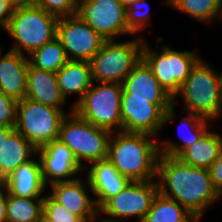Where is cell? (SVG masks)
<instances>
[{
    "label": "cell",
    "instance_id": "obj_1",
    "mask_svg": "<svg viewBox=\"0 0 222 222\" xmlns=\"http://www.w3.org/2000/svg\"><path fill=\"white\" fill-rule=\"evenodd\" d=\"M156 180L161 195L177 201L198 220L221 198L209 169L190 166L178 157L160 154Z\"/></svg>",
    "mask_w": 222,
    "mask_h": 222
},
{
    "label": "cell",
    "instance_id": "obj_2",
    "mask_svg": "<svg viewBox=\"0 0 222 222\" xmlns=\"http://www.w3.org/2000/svg\"><path fill=\"white\" fill-rule=\"evenodd\" d=\"M151 134L112 132L107 159L130 181L156 180L159 141Z\"/></svg>",
    "mask_w": 222,
    "mask_h": 222
},
{
    "label": "cell",
    "instance_id": "obj_3",
    "mask_svg": "<svg viewBox=\"0 0 222 222\" xmlns=\"http://www.w3.org/2000/svg\"><path fill=\"white\" fill-rule=\"evenodd\" d=\"M179 95L183 100L181 110L199 115L212 122L222 118L218 74L206 60L201 58L193 67L181 85L180 91L173 98V105L177 104L176 99Z\"/></svg>",
    "mask_w": 222,
    "mask_h": 222
},
{
    "label": "cell",
    "instance_id": "obj_4",
    "mask_svg": "<svg viewBox=\"0 0 222 222\" xmlns=\"http://www.w3.org/2000/svg\"><path fill=\"white\" fill-rule=\"evenodd\" d=\"M58 19L37 6L15 9L5 29L14 40L10 50L28 56L54 40L57 37Z\"/></svg>",
    "mask_w": 222,
    "mask_h": 222
},
{
    "label": "cell",
    "instance_id": "obj_5",
    "mask_svg": "<svg viewBox=\"0 0 222 222\" xmlns=\"http://www.w3.org/2000/svg\"><path fill=\"white\" fill-rule=\"evenodd\" d=\"M112 132L97 127L79 117L74 111L67 114L60 125L59 137L73 153L81 167L107 159L108 144Z\"/></svg>",
    "mask_w": 222,
    "mask_h": 222
},
{
    "label": "cell",
    "instance_id": "obj_6",
    "mask_svg": "<svg viewBox=\"0 0 222 222\" xmlns=\"http://www.w3.org/2000/svg\"><path fill=\"white\" fill-rule=\"evenodd\" d=\"M144 37L127 40H105L100 50L89 61L93 82L122 84L142 59Z\"/></svg>",
    "mask_w": 222,
    "mask_h": 222
},
{
    "label": "cell",
    "instance_id": "obj_7",
    "mask_svg": "<svg viewBox=\"0 0 222 222\" xmlns=\"http://www.w3.org/2000/svg\"><path fill=\"white\" fill-rule=\"evenodd\" d=\"M122 92L120 83L93 82L73 111L97 127L121 131Z\"/></svg>",
    "mask_w": 222,
    "mask_h": 222
},
{
    "label": "cell",
    "instance_id": "obj_8",
    "mask_svg": "<svg viewBox=\"0 0 222 222\" xmlns=\"http://www.w3.org/2000/svg\"><path fill=\"white\" fill-rule=\"evenodd\" d=\"M144 39L142 60L151 69L160 85L174 98L196 63L202 58L198 52L176 51L161 45L159 51L150 47Z\"/></svg>",
    "mask_w": 222,
    "mask_h": 222
},
{
    "label": "cell",
    "instance_id": "obj_9",
    "mask_svg": "<svg viewBox=\"0 0 222 222\" xmlns=\"http://www.w3.org/2000/svg\"><path fill=\"white\" fill-rule=\"evenodd\" d=\"M67 114L31 99L18 101L15 129L37 149L59 137L60 125Z\"/></svg>",
    "mask_w": 222,
    "mask_h": 222
},
{
    "label": "cell",
    "instance_id": "obj_10",
    "mask_svg": "<svg viewBox=\"0 0 222 222\" xmlns=\"http://www.w3.org/2000/svg\"><path fill=\"white\" fill-rule=\"evenodd\" d=\"M157 194V180L130 181L99 208V222H122L133 217L142 222Z\"/></svg>",
    "mask_w": 222,
    "mask_h": 222
},
{
    "label": "cell",
    "instance_id": "obj_11",
    "mask_svg": "<svg viewBox=\"0 0 222 222\" xmlns=\"http://www.w3.org/2000/svg\"><path fill=\"white\" fill-rule=\"evenodd\" d=\"M76 15L105 40L128 35L126 7L120 0H77Z\"/></svg>",
    "mask_w": 222,
    "mask_h": 222
},
{
    "label": "cell",
    "instance_id": "obj_12",
    "mask_svg": "<svg viewBox=\"0 0 222 222\" xmlns=\"http://www.w3.org/2000/svg\"><path fill=\"white\" fill-rule=\"evenodd\" d=\"M57 38L61 41L68 60L78 61H90L105 41L77 15L58 19Z\"/></svg>",
    "mask_w": 222,
    "mask_h": 222
},
{
    "label": "cell",
    "instance_id": "obj_13",
    "mask_svg": "<svg viewBox=\"0 0 222 222\" xmlns=\"http://www.w3.org/2000/svg\"><path fill=\"white\" fill-rule=\"evenodd\" d=\"M176 106L164 113L149 100L121 99V131L147 133L157 137L165 125L175 120Z\"/></svg>",
    "mask_w": 222,
    "mask_h": 222
},
{
    "label": "cell",
    "instance_id": "obj_14",
    "mask_svg": "<svg viewBox=\"0 0 222 222\" xmlns=\"http://www.w3.org/2000/svg\"><path fill=\"white\" fill-rule=\"evenodd\" d=\"M82 179L78 176L71 181L52 183L49 186L51 188L49 195L83 222H99V209L93 197H90L92 189L88 179Z\"/></svg>",
    "mask_w": 222,
    "mask_h": 222
},
{
    "label": "cell",
    "instance_id": "obj_15",
    "mask_svg": "<svg viewBox=\"0 0 222 222\" xmlns=\"http://www.w3.org/2000/svg\"><path fill=\"white\" fill-rule=\"evenodd\" d=\"M122 86L121 99L149 100L164 113L173 106V97L160 85L142 59L125 78Z\"/></svg>",
    "mask_w": 222,
    "mask_h": 222
},
{
    "label": "cell",
    "instance_id": "obj_16",
    "mask_svg": "<svg viewBox=\"0 0 222 222\" xmlns=\"http://www.w3.org/2000/svg\"><path fill=\"white\" fill-rule=\"evenodd\" d=\"M37 155L41 162L42 177L47 186L59 181L74 180L78 178L76 175L84 171L72 151L58 139L38 148Z\"/></svg>",
    "mask_w": 222,
    "mask_h": 222
},
{
    "label": "cell",
    "instance_id": "obj_17",
    "mask_svg": "<svg viewBox=\"0 0 222 222\" xmlns=\"http://www.w3.org/2000/svg\"><path fill=\"white\" fill-rule=\"evenodd\" d=\"M84 171L98 209L130 182L108 159L93 162L87 165Z\"/></svg>",
    "mask_w": 222,
    "mask_h": 222
},
{
    "label": "cell",
    "instance_id": "obj_18",
    "mask_svg": "<svg viewBox=\"0 0 222 222\" xmlns=\"http://www.w3.org/2000/svg\"><path fill=\"white\" fill-rule=\"evenodd\" d=\"M28 56L12 50L0 54V92L20 101L27 93Z\"/></svg>",
    "mask_w": 222,
    "mask_h": 222
},
{
    "label": "cell",
    "instance_id": "obj_19",
    "mask_svg": "<svg viewBox=\"0 0 222 222\" xmlns=\"http://www.w3.org/2000/svg\"><path fill=\"white\" fill-rule=\"evenodd\" d=\"M31 159L17 167L1 184L9 194L24 198H44L47 185L42 177L40 158Z\"/></svg>",
    "mask_w": 222,
    "mask_h": 222
},
{
    "label": "cell",
    "instance_id": "obj_20",
    "mask_svg": "<svg viewBox=\"0 0 222 222\" xmlns=\"http://www.w3.org/2000/svg\"><path fill=\"white\" fill-rule=\"evenodd\" d=\"M26 98L46 106L61 109L66 114L73 111V107L70 108L69 112H66L63 108L67 101L59 89L56 73L39 70L30 64L27 71Z\"/></svg>",
    "mask_w": 222,
    "mask_h": 222
},
{
    "label": "cell",
    "instance_id": "obj_21",
    "mask_svg": "<svg viewBox=\"0 0 222 222\" xmlns=\"http://www.w3.org/2000/svg\"><path fill=\"white\" fill-rule=\"evenodd\" d=\"M37 155V148L15 128L2 140L0 148V183L20 165Z\"/></svg>",
    "mask_w": 222,
    "mask_h": 222
},
{
    "label": "cell",
    "instance_id": "obj_22",
    "mask_svg": "<svg viewBox=\"0 0 222 222\" xmlns=\"http://www.w3.org/2000/svg\"><path fill=\"white\" fill-rule=\"evenodd\" d=\"M59 89L67 101L69 94L77 95L74 107L93 84L91 66L89 61L69 60L57 73Z\"/></svg>",
    "mask_w": 222,
    "mask_h": 222
},
{
    "label": "cell",
    "instance_id": "obj_23",
    "mask_svg": "<svg viewBox=\"0 0 222 222\" xmlns=\"http://www.w3.org/2000/svg\"><path fill=\"white\" fill-rule=\"evenodd\" d=\"M180 123L185 129L184 132H181L183 131L180 129L181 126H178L177 130L181 141L174 143L172 140H162L159 142L160 154L178 157L186 148L198 141L202 135L213 126L211 125L213 124L212 121L190 112H186V116L182 117Z\"/></svg>",
    "mask_w": 222,
    "mask_h": 222
},
{
    "label": "cell",
    "instance_id": "obj_24",
    "mask_svg": "<svg viewBox=\"0 0 222 222\" xmlns=\"http://www.w3.org/2000/svg\"><path fill=\"white\" fill-rule=\"evenodd\" d=\"M211 128L198 141L186 148L178 158L190 166L209 169L222 152V135Z\"/></svg>",
    "mask_w": 222,
    "mask_h": 222
},
{
    "label": "cell",
    "instance_id": "obj_25",
    "mask_svg": "<svg viewBox=\"0 0 222 222\" xmlns=\"http://www.w3.org/2000/svg\"><path fill=\"white\" fill-rule=\"evenodd\" d=\"M142 222H201L177 201L161 195L154 197Z\"/></svg>",
    "mask_w": 222,
    "mask_h": 222
},
{
    "label": "cell",
    "instance_id": "obj_26",
    "mask_svg": "<svg viewBox=\"0 0 222 222\" xmlns=\"http://www.w3.org/2000/svg\"><path fill=\"white\" fill-rule=\"evenodd\" d=\"M168 7L184 12L205 24L222 19V0H166Z\"/></svg>",
    "mask_w": 222,
    "mask_h": 222
},
{
    "label": "cell",
    "instance_id": "obj_27",
    "mask_svg": "<svg viewBox=\"0 0 222 222\" xmlns=\"http://www.w3.org/2000/svg\"><path fill=\"white\" fill-rule=\"evenodd\" d=\"M44 198H24L7 192L6 222H39Z\"/></svg>",
    "mask_w": 222,
    "mask_h": 222
},
{
    "label": "cell",
    "instance_id": "obj_28",
    "mask_svg": "<svg viewBox=\"0 0 222 222\" xmlns=\"http://www.w3.org/2000/svg\"><path fill=\"white\" fill-rule=\"evenodd\" d=\"M28 61L39 70L57 73L69 60L61 41L56 37L28 55Z\"/></svg>",
    "mask_w": 222,
    "mask_h": 222
},
{
    "label": "cell",
    "instance_id": "obj_29",
    "mask_svg": "<svg viewBox=\"0 0 222 222\" xmlns=\"http://www.w3.org/2000/svg\"><path fill=\"white\" fill-rule=\"evenodd\" d=\"M150 4L147 0H137L126 8V24L128 35L141 36V33L151 23ZM140 33V34H139Z\"/></svg>",
    "mask_w": 222,
    "mask_h": 222
},
{
    "label": "cell",
    "instance_id": "obj_30",
    "mask_svg": "<svg viewBox=\"0 0 222 222\" xmlns=\"http://www.w3.org/2000/svg\"><path fill=\"white\" fill-rule=\"evenodd\" d=\"M42 216L50 222H83L50 195H45Z\"/></svg>",
    "mask_w": 222,
    "mask_h": 222
},
{
    "label": "cell",
    "instance_id": "obj_31",
    "mask_svg": "<svg viewBox=\"0 0 222 222\" xmlns=\"http://www.w3.org/2000/svg\"><path fill=\"white\" fill-rule=\"evenodd\" d=\"M35 6L58 18L76 15L77 0H35Z\"/></svg>",
    "mask_w": 222,
    "mask_h": 222
},
{
    "label": "cell",
    "instance_id": "obj_32",
    "mask_svg": "<svg viewBox=\"0 0 222 222\" xmlns=\"http://www.w3.org/2000/svg\"><path fill=\"white\" fill-rule=\"evenodd\" d=\"M18 101L0 92V126L15 127Z\"/></svg>",
    "mask_w": 222,
    "mask_h": 222
},
{
    "label": "cell",
    "instance_id": "obj_33",
    "mask_svg": "<svg viewBox=\"0 0 222 222\" xmlns=\"http://www.w3.org/2000/svg\"><path fill=\"white\" fill-rule=\"evenodd\" d=\"M213 188L222 197V152L209 168Z\"/></svg>",
    "mask_w": 222,
    "mask_h": 222
},
{
    "label": "cell",
    "instance_id": "obj_34",
    "mask_svg": "<svg viewBox=\"0 0 222 222\" xmlns=\"http://www.w3.org/2000/svg\"><path fill=\"white\" fill-rule=\"evenodd\" d=\"M13 13L14 9L8 0H0V28L6 29Z\"/></svg>",
    "mask_w": 222,
    "mask_h": 222
},
{
    "label": "cell",
    "instance_id": "obj_35",
    "mask_svg": "<svg viewBox=\"0 0 222 222\" xmlns=\"http://www.w3.org/2000/svg\"><path fill=\"white\" fill-rule=\"evenodd\" d=\"M7 190L0 183V222H6Z\"/></svg>",
    "mask_w": 222,
    "mask_h": 222
},
{
    "label": "cell",
    "instance_id": "obj_36",
    "mask_svg": "<svg viewBox=\"0 0 222 222\" xmlns=\"http://www.w3.org/2000/svg\"><path fill=\"white\" fill-rule=\"evenodd\" d=\"M8 2L14 10L35 6V0H8Z\"/></svg>",
    "mask_w": 222,
    "mask_h": 222
},
{
    "label": "cell",
    "instance_id": "obj_37",
    "mask_svg": "<svg viewBox=\"0 0 222 222\" xmlns=\"http://www.w3.org/2000/svg\"><path fill=\"white\" fill-rule=\"evenodd\" d=\"M14 129V127L0 126V148L3 139H7L8 134Z\"/></svg>",
    "mask_w": 222,
    "mask_h": 222
},
{
    "label": "cell",
    "instance_id": "obj_38",
    "mask_svg": "<svg viewBox=\"0 0 222 222\" xmlns=\"http://www.w3.org/2000/svg\"><path fill=\"white\" fill-rule=\"evenodd\" d=\"M217 74H218V79H219L220 95L222 99V70H220V72H218Z\"/></svg>",
    "mask_w": 222,
    "mask_h": 222
},
{
    "label": "cell",
    "instance_id": "obj_39",
    "mask_svg": "<svg viewBox=\"0 0 222 222\" xmlns=\"http://www.w3.org/2000/svg\"><path fill=\"white\" fill-rule=\"evenodd\" d=\"M123 5L127 8L129 5H131L132 3H134L137 0H120Z\"/></svg>",
    "mask_w": 222,
    "mask_h": 222
},
{
    "label": "cell",
    "instance_id": "obj_40",
    "mask_svg": "<svg viewBox=\"0 0 222 222\" xmlns=\"http://www.w3.org/2000/svg\"><path fill=\"white\" fill-rule=\"evenodd\" d=\"M39 222H50V221L46 220V219L42 216V218H41V220H40Z\"/></svg>",
    "mask_w": 222,
    "mask_h": 222
}]
</instances>
